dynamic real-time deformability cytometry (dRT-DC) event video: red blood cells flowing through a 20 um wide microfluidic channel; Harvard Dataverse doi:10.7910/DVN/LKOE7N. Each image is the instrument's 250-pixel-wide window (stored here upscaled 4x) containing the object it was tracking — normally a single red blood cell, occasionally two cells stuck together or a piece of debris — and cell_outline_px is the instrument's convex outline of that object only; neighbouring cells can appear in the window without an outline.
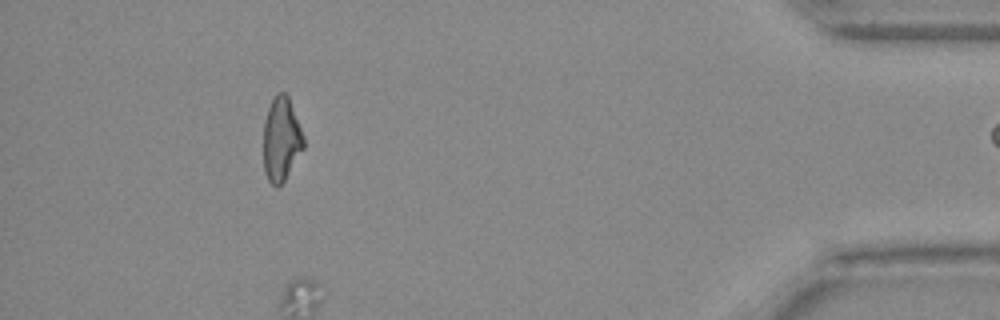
{"species": "Egyptian fruit bat (a non-hibernating species)", "species_latin": "Rousettus aegyptiacus", "temperature_condition": "warm", "stored_images_in_passage": 45, "camera_frame_rate_fps": 3000, "um_per_image_px": 0.085, "animal": {"sex": "female"}, "frame": {"image": 1, "passage_image": 44, "time_ms": 14.333, "image_size_px": [1000, 320], "cell_outline_px": [[304, 148], [284, 180], [276, 188], [268, 180], [264, 172], [264, 120], [268, 108], [276, 92], [284, 92], [288, 96], [304, 136]], "centroid_in_image_um": [23.9, 11.83], "position_along_channel_um": 411.3, "area_um2": 19.54}}